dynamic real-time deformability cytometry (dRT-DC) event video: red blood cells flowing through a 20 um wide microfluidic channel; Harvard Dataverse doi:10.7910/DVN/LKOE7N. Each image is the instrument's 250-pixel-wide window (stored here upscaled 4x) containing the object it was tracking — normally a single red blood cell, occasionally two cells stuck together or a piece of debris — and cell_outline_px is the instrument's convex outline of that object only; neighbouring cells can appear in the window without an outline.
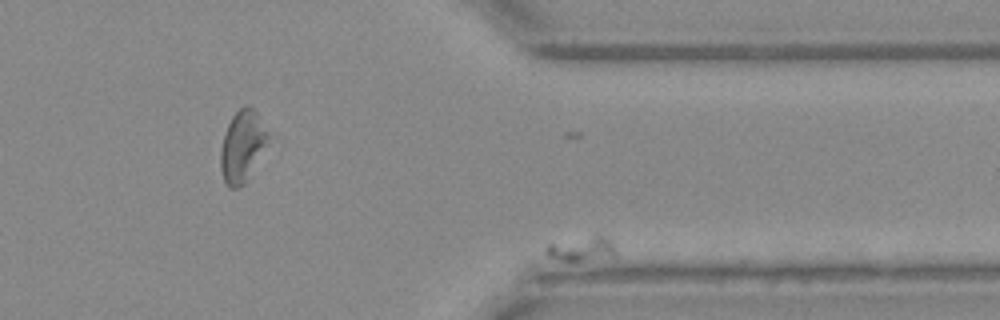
{"species": "Egyptian fruit bat (a non-hibernating species)", "species_latin": "Rousettus aegyptiacus", "temperature_condition": "warm", "stored_images_in_passage": 66, "segment_of_instrument_passage": [1, 2], "camera_frame_rate_fps": 3000, "um_per_image_px": 0.085, "animal": {"sex": "female"}, "frame": {"image": 1, "passage_image": 56, "time_ms": 18.333, "image_size_px": [1000, 320], "cell_outline_px": [[616, 260], [560, 260], [548, 256], [544, 252], [544, 248], [548, 244], [596, 232], [600, 232], [612, 244], [616, 252]], "centroid_in_image_um": [49.52, 21.13], "position_along_channel_um": 361.9, "area_um2": 10.75}}